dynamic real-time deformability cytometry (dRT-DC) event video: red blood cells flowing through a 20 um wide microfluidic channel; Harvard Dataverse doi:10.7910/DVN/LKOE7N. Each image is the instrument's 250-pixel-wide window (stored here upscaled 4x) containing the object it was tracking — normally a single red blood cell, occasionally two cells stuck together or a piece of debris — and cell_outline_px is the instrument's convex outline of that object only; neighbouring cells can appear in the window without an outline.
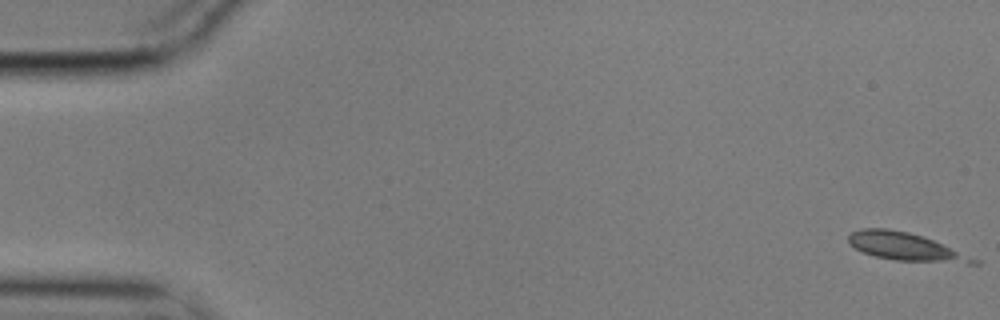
{"species": "common noctule bat (a hibernating species)", "species_latin": "Nyctalus noctula", "temperature_condition": "cold", "stored_images_in_passage": 3, "camera_frame_rate_fps": 3000, "um_per_image_px": 0.085, "animal": {"sex": "male", "body_mass_g": 17.9}, "frame": {"image": 1, "passage_image": 1, "time_ms": 0.0, "image_size_px": [1000, 320], "cell_outline_px": [[980, 264], [968, 264], [896, 260], [876, 256], [864, 252], [856, 248], [848, 240], [848, 236], [852, 232], [860, 228], [888, 228], [908, 232], [924, 236], [980, 260]], "centroid_in_image_um": [77.02, 20.97], "position_along_channel_um": 8.0, "area_um2": 20.23}}